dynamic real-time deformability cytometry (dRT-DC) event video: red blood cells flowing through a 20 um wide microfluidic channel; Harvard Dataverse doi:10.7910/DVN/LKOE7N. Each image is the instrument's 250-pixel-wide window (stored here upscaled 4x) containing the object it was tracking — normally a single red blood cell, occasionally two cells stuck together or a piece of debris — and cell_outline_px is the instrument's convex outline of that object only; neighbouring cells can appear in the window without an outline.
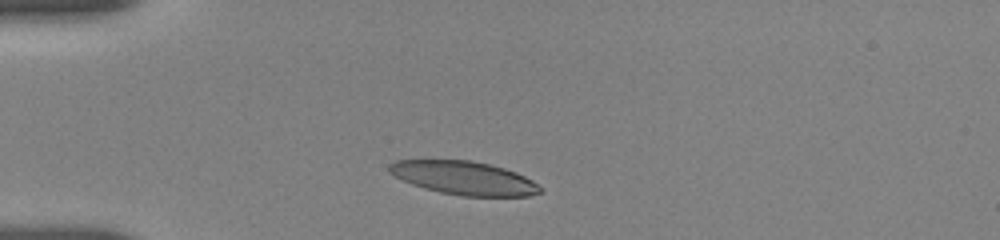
{"species": "human", "species_latin": "Homo sapiens", "temperature_condition": "room temperature", "stored_images_in_passage": 4, "camera_frame_rate_fps": 3000, "um_per_image_px": 0.085, "donor": {"sex": "female"}, "frame": {"image": 1, "passage_image": 2, "time_ms": 1.333, "image_size_px": [1000, 240], "cell_outline_px": [[544, 192], [528, 196], [464, 196], [440, 192], [424, 188], [412, 184], [388, 172], [388, 164], [396, 160], [472, 160], [504, 168], [516, 172], [532, 180]], "centroid_in_image_um": [39.43, 15.12], "position_along_channel_um": 45.6, "area_um2": 29.3}}
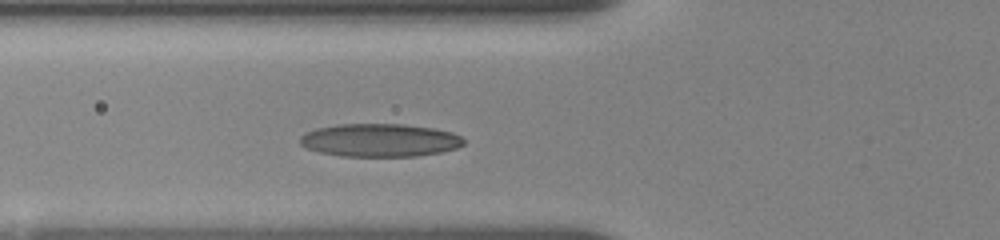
{"frame": {"image": 2, "passage_image": 4, "time_ms": 3.333, "image_size_px": [1000, 240], "cell_outline_px": [[464, 144], [456, 148], [440, 152], [416, 156], [340, 156], [320, 152], [308, 148], [300, 144], [300, 136], [316, 128], [336, 124], [404, 124], [436, 128], [452, 132], [460, 136], [464, 140]], "centroid_in_image_um": [32.3, 11.91], "position_along_channel_um": 93.5, "area_um2": 31.56}}